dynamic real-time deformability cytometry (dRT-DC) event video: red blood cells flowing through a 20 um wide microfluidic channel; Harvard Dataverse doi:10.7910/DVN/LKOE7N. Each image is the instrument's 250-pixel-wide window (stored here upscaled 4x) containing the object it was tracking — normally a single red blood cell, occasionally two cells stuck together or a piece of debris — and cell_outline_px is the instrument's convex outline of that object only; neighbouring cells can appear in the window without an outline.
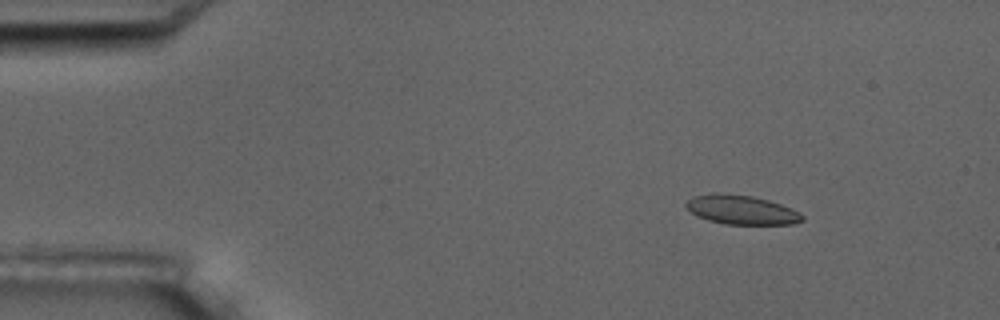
{"species": "common noctule bat (a hibernating species)", "species_latin": "Nyctalus noctula", "temperature_condition": "room temperature", "stored_images_in_passage": 5, "camera_frame_rate_fps": 3000, "um_per_image_px": 0.085, "animal": {"sex": "male", "body_mass_g": 17.5, "forearm_length_mm": 52.3}, "frame": {"image": 1, "passage_image": 3, "time_ms": 2.0, "image_size_px": [1000, 320], "cell_outline_px": [[804, 220], [792, 224], [728, 224], [708, 220], [692, 212], [684, 204], [692, 196], [712, 192], [716, 192], [752, 196], [768, 200], [792, 208], [800, 212], [804, 216]], "centroid_in_image_um": [63.04, 17.82], "position_along_channel_um": 22.0, "area_um2": 19.71}}